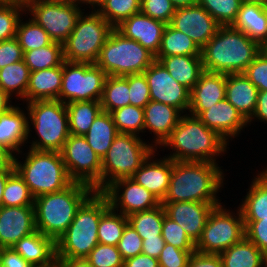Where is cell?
I'll use <instances>...</instances> for the list:
<instances>
[{"label": "cell", "mask_w": 267, "mask_h": 267, "mask_svg": "<svg viewBox=\"0 0 267 267\" xmlns=\"http://www.w3.org/2000/svg\"><path fill=\"white\" fill-rule=\"evenodd\" d=\"M164 245L165 241L162 236H157V238L142 239V253L158 259L161 251L164 248Z\"/></svg>", "instance_id": "91938a15"}, {"label": "cell", "mask_w": 267, "mask_h": 267, "mask_svg": "<svg viewBox=\"0 0 267 267\" xmlns=\"http://www.w3.org/2000/svg\"><path fill=\"white\" fill-rule=\"evenodd\" d=\"M110 208L108 198L95 191L78 209L67 230L56 240V258H86L98 242L101 216Z\"/></svg>", "instance_id": "5b68a950"}, {"label": "cell", "mask_w": 267, "mask_h": 267, "mask_svg": "<svg viewBox=\"0 0 267 267\" xmlns=\"http://www.w3.org/2000/svg\"><path fill=\"white\" fill-rule=\"evenodd\" d=\"M247 195L239 209L244 221H257L267 218V168L251 181Z\"/></svg>", "instance_id": "4dcf8cb0"}, {"label": "cell", "mask_w": 267, "mask_h": 267, "mask_svg": "<svg viewBox=\"0 0 267 267\" xmlns=\"http://www.w3.org/2000/svg\"><path fill=\"white\" fill-rule=\"evenodd\" d=\"M32 1H34V0H7V4L8 3H16V4H20L24 7H27Z\"/></svg>", "instance_id": "2644e50d"}, {"label": "cell", "mask_w": 267, "mask_h": 267, "mask_svg": "<svg viewBox=\"0 0 267 267\" xmlns=\"http://www.w3.org/2000/svg\"><path fill=\"white\" fill-rule=\"evenodd\" d=\"M244 224L245 237L267 256V218L257 221H244Z\"/></svg>", "instance_id": "11a10c76"}, {"label": "cell", "mask_w": 267, "mask_h": 267, "mask_svg": "<svg viewBox=\"0 0 267 267\" xmlns=\"http://www.w3.org/2000/svg\"><path fill=\"white\" fill-rule=\"evenodd\" d=\"M0 267H34L13 248H0Z\"/></svg>", "instance_id": "6f0895ef"}, {"label": "cell", "mask_w": 267, "mask_h": 267, "mask_svg": "<svg viewBox=\"0 0 267 267\" xmlns=\"http://www.w3.org/2000/svg\"><path fill=\"white\" fill-rule=\"evenodd\" d=\"M155 60L152 52L114 28L95 64L107 76H126L143 73Z\"/></svg>", "instance_id": "ba28073f"}, {"label": "cell", "mask_w": 267, "mask_h": 267, "mask_svg": "<svg viewBox=\"0 0 267 267\" xmlns=\"http://www.w3.org/2000/svg\"><path fill=\"white\" fill-rule=\"evenodd\" d=\"M23 59L31 72L60 66L64 62L63 44L53 41L45 47L26 51Z\"/></svg>", "instance_id": "f35d334b"}, {"label": "cell", "mask_w": 267, "mask_h": 267, "mask_svg": "<svg viewBox=\"0 0 267 267\" xmlns=\"http://www.w3.org/2000/svg\"><path fill=\"white\" fill-rule=\"evenodd\" d=\"M26 113L15 105L0 115V146L14 155L16 153L15 156L23 153L21 146H25L28 140V112Z\"/></svg>", "instance_id": "484cf974"}, {"label": "cell", "mask_w": 267, "mask_h": 267, "mask_svg": "<svg viewBox=\"0 0 267 267\" xmlns=\"http://www.w3.org/2000/svg\"><path fill=\"white\" fill-rule=\"evenodd\" d=\"M210 162L173 161L168 192L161 203L202 202L220 205L224 169ZM220 190V191H219Z\"/></svg>", "instance_id": "6da1fadb"}, {"label": "cell", "mask_w": 267, "mask_h": 267, "mask_svg": "<svg viewBox=\"0 0 267 267\" xmlns=\"http://www.w3.org/2000/svg\"><path fill=\"white\" fill-rule=\"evenodd\" d=\"M63 162L74 182H81L101 192L102 160L84 136L70 134L60 151Z\"/></svg>", "instance_id": "5bb4252c"}, {"label": "cell", "mask_w": 267, "mask_h": 267, "mask_svg": "<svg viewBox=\"0 0 267 267\" xmlns=\"http://www.w3.org/2000/svg\"><path fill=\"white\" fill-rule=\"evenodd\" d=\"M11 98L9 94L0 89V115L14 107L11 103Z\"/></svg>", "instance_id": "03108f58"}, {"label": "cell", "mask_w": 267, "mask_h": 267, "mask_svg": "<svg viewBox=\"0 0 267 267\" xmlns=\"http://www.w3.org/2000/svg\"><path fill=\"white\" fill-rule=\"evenodd\" d=\"M166 25L162 21L139 12L124 20L116 29L125 37L137 41L156 56L161 47Z\"/></svg>", "instance_id": "ffe728a7"}, {"label": "cell", "mask_w": 267, "mask_h": 267, "mask_svg": "<svg viewBox=\"0 0 267 267\" xmlns=\"http://www.w3.org/2000/svg\"><path fill=\"white\" fill-rule=\"evenodd\" d=\"M95 192L94 188L73 182L62 191L34 199L36 230L55 241L67 230L78 209Z\"/></svg>", "instance_id": "277c9868"}, {"label": "cell", "mask_w": 267, "mask_h": 267, "mask_svg": "<svg viewBox=\"0 0 267 267\" xmlns=\"http://www.w3.org/2000/svg\"><path fill=\"white\" fill-rule=\"evenodd\" d=\"M93 267H124L117 246L98 243L85 258Z\"/></svg>", "instance_id": "7dc6e473"}, {"label": "cell", "mask_w": 267, "mask_h": 267, "mask_svg": "<svg viewBox=\"0 0 267 267\" xmlns=\"http://www.w3.org/2000/svg\"><path fill=\"white\" fill-rule=\"evenodd\" d=\"M30 69L24 59L0 69V89L16 99L25 102L26 90L30 78ZM18 97V98H17Z\"/></svg>", "instance_id": "e575fe53"}, {"label": "cell", "mask_w": 267, "mask_h": 267, "mask_svg": "<svg viewBox=\"0 0 267 267\" xmlns=\"http://www.w3.org/2000/svg\"><path fill=\"white\" fill-rule=\"evenodd\" d=\"M189 267H223V262L219 254H203L197 251L190 256Z\"/></svg>", "instance_id": "680465c9"}, {"label": "cell", "mask_w": 267, "mask_h": 267, "mask_svg": "<svg viewBox=\"0 0 267 267\" xmlns=\"http://www.w3.org/2000/svg\"><path fill=\"white\" fill-rule=\"evenodd\" d=\"M161 204L166 216L179 224L195 244L201 237L207 219L215 207L213 203L189 201Z\"/></svg>", "instance_id": "ac0fdd59"}, {"label": "cell", "mask_w": 267, "mask_h": 267, "mask_svg": "<svg viewBox=\"0 0 267 267\" xmlns=\"http://www.w3.org/2000/svg\"><path fill=\"white\" fill-rule=\"evenodd\" d=\"M117 247L122 258L127 260L142 253V238L130 224H127Z\"/></svg>", "instance_id": "f5cc1de1"}, {"label": "cell", "mask_w": 267, "mask_h": 267, "mask_svg": "<svg viewBox=\"0 0 267 267\" xmlns=\"http://www.w3.org/2000/svg\"><path fill=\"white\" fill-rule=\"evenodd\" d=\"M79 3L82 4H86L90 10L95 9L99 4H100V0H79Z\"/></svg>", "instance_id": "89a4df30"}, {"label": "cell", "mask_w": 267, "mask_h": 267, "mask_svg": "<svg viewBox=\"0 0 267 267\" xmlns=\"http://www.w3.org/2000/svg\"><path fill=\"white\" fill-rule=\"evenodd\" d=\"M226 75L204 71L190 91L189 113L199 116L220 100L225 99Z\"/></svg>", "instance_id": "603a6c76"}, {"label": "cell", "mask_w": 267, "mask_h": 267, "mask_svg": "<svg viewBox=\"0 0 267 267\" xmlns=\"http://www.w3.org/2000/svg\"><path fill=\"white\" fill-rule=\"evenodd\" d=\"M243 74L258 91H267V56L261 51L248 65Z\"/></svg>", "instance_id": "816d5d0a"}, {"label": "cell", "mask_w": 267, "mask_h": 267, "mask_svg": "<svg viewBox=\"0 0 267 267\" xmlns=\"http://www.w3.org/2000/svg\"><path fill=\"white\" fill-rule=\"evenodd\" d=\"M221 26L235 22L242 2L240 0H197Z\"/></svg>", "instance_id": "f6af8a7d"}, {"label": "cell", "mask_w": 267, "mask_h": 267, "mask_svg": "<svg viewBox=\"0 0 267 267\" xmlns=\"http://www.w3.org/2000/svg\"><path fill=\"white\" fill-rule=\"evenodd\" d=\"M159 61L169 74L189 91L204 72L201 55H174L162 57Z\"/></svg>", "instance_id": "f546056e"}, {"label": "cell", "mask_w": 267, "mask_h": 267, "mask_svg": "<svg viewBox=\"0 0 267 267\" xmlns=\"http://www.w3.org/2000/svg\"><path fill=\"white\" fill-rule=\"evenodd\" d=\"M130 105L144 108L150 101V89L144 73L128 75Z\"/></svg>", "instance_id": "f907efd6"}, {"label": "cell", "mask_w": 267, "mask_h": 267, "mask_svg": "<svg viewBox=\"0 0 267 267\" xmlns=\"http://www.w3.org/2000/svg\"><path fill=\"white\" fill-rule=\"evenodd\" d=\"M175 8H182L194 5L197 3V0H171Z\"/></svg>", "instance_id": "a7ac6f4b"}, {"label": "cell", "mask_w": 267, "mask_h": 267, "mask_svg": "<svg viewBox=\"0 0 267 267\" xmlns=\"http://www.w3.org/2000/svg\"><path fill=\"white\" fill-rule=\"evenodd\" d=\"M124 267H159L158 259L140 253L137 256L124 260Z\"/></svg>", "instance_id": "6125c7cd"}, {"label": "cell", "mask_w": 267, "mask_h": 267, "mask_svg": "<svg viewBox=\"0 0 267 267\" xmlns=\"http://www.w3.org/2000/svg\"><path fill=\"white\" fill-rule=\"evenodd\" d=\"M57 267H93L85 258H57Z\"/></svg>", "instance_id": "e7e4bbea"}, {"label": "cell", "mask_w": 267, "mask_h": 267, "mask_svg": "<svg viewBox=\"0 0 267 267\" xmlns=\"http://www.w3.org/2000/svg\"><path fill=\"white\" fill-rule=\"evenodd\" d=\"M162 238L165 243L181 250H196L195 243L186 235L184 229L167 216L164 217Z\"/></svg>", "instance_id": "c3c4849f"}, {"label": "cell", "mask_w": 267, "mask_h": 267, "mask_svg": "<svg viewBox=\"0 0 267 267\" xmlns=\"http://www.w3.org/2000/svg\"><path fill=\"white\" fill-rule=\"evenodd\" d=\"M106 76L96 64L64 60L60 101H100Z\"/></svg>", "instance_id": "4fadbf2b"}, {"label": "cell", "mask_w": 267, "mask_h": 267, "mask_svg": "<svg viewBox=\"0 0 267 267\" xmlns=\"http://www.w3.org/2000/svg\"><path fill=\"white\" fill-rule=\"evenodd\" d=\"M181 116L182 113L177 108L161 102L151 100L144 107V132L148 129L151 134L154 133V149L157 150L170 136Z\"/></svg>", "instance_id": "cb8c5ba5"}, {"label": "cell", "mask_w": 267, "mask_h": 267, "mask_svg": "<svg viewBox=\"0 0 267 267\" xmlns=\"http://www.w3.org/2000/svg\"><path fill=\"white\" fill-rule=\"evenodd\" d=\"M166 216L163 205L158 207L136 212L129 215L128 224H130L142 239L157 238L162 236L163 220Z\"/></svg>", "instance_id": "74e56055"}, {"label": "cell", "mask_w": 267, "mask_h": 267, "mask_svg": "<svg viewBox=\"0 0 267 267\" xmlns=\"http://www.w3.org/2000/svg\"><path fill=\"white\" fill-rule=\"evenodd\" d=\"M258 92V89L243 73L226 75L225 98L247 122L255 113Z\"/></svg>", "instance_id": "4316f807"}, {"label": "cell", "mask_w": 267, "mask_h": 267, "mask_svg": "<svg viewBox=\"0 0 267 267\" xmlns=\"http://www.w3.org/2000/svg\"><path fill=\"white\" fill-rule=\"evenodd\" d=\"M227 145L229 146V143L226 140L209 129L197 116L184 113L170 136L158 148L173 149L171 154L167 155L173 161L218 164L216 160L220 154L226 153Z\"/></svg>", "instance_id": "7a4b0ae2"}, {"label": "cell", "mask_w": 267, "mask_h": 267, "mask_svg": "<svg viewBox=\"0 0 267 267\" xmlns=\"http://www.w3.org/2000/svg\"><path fill=\"white\" fill-rule=\"evenodd\" d=\"M174 55H201V49L186 34L167 24L163 31L160 50L155 59L159 61L162 57Z\"/></svg>", "instance_id": "d590c367"}, {"label": "cell", "mask_w": 267, "mask_h": 267, "mask_svg": "<svg viewBox=\"0 0 267 267\" xmlns=\"http://www.w3.org/2000/svg\"><path fill=\"white\" fill-rule=\"evenodd\" d=\"M128 224L127 216L114 211L111 207L101 216L98 226V242L117 246Z\"/></svg>", "instance_id": "60d3db41"}, {"label": "cell", "mask_w": 267, "mask_h": 267, "mask_svg": "<svg viewBox=\"0 0 267 267\" xmlns=\"http://www.w3.org/2000/svg\"><path fill=\"white\" fill-rule=\"evenodd\" d=\"M7 4V0H0V5Z\"/></svg>", "instance_id": "34e18365"}, {"label": "cell", "mask_w": 267, "mask_h": 267, "mask_svg": "<svg viewBox=\"0 0 267 267\" xmlns=\"http://www.w3.org/2000/svg\"><path fill=\"white\" fill-rule=\"evenodd\" d=\"M141 0H103L95 10L116 28L124 20L140 12Z\"/></svg>", "instance_id": "ab89813d"}, {"label": "cell", "mask_w": 267, "mask_h": 267, "mask_svg": "<svg viewBox=\"0 0 267 267\" xmlns=\"http://www.w3.org/2000/svg\"><path fill=\"white\" fill-rule=\"evenodd\" d=\"M171 0H141L140 12L149 17L170 24L175 13Z\"/></svg>", "instance_id": "681fc988"}, {"label": "cell", "mask_w": 267, "mask_h": 267, "mask_svg": "<svg viewBox=\"0 0 267 267\" xmlns=\"http://www.w3.org/2000/svg\"><path fill=\"white\" fill-rule=\"evenodd\" d=\"M143 73L152 101L173 106L182 114L189 112L190 91L178 83L160 61L155 60Z\"/></svg>", "instance_id": "2e32d148"}, {"label": "cell", "mask_w": 267, "mask_h": 267, "mask_svg": "<svg viewBox=\"0 0 267 267\" xmlns=\"http://www.w3.org/2000/svg\"><path fill=\"white\" fill-rule=\"evenodd\" d=\"M35 231L34 206L0 207V248H12Z\"/></svg>", "instance_id": "d6986e66"}, {"label": "cell", "mask_w": 267, "mask_h": 267, "mask_svg": "<svg viewBox=\"0 0 267 267\" xmlns=\"http://www.w3.org/2000/svg\"><path fill=\"white\" fill-rule=\"evenodd\" d=\"M196 250H181L171 244L165 243L158 262L159 267H187L190 256Z\"/></svg>", "instance_id": "db71d44e"}, {"label": "cell", "mask_w": 267, "mask_h": 267, "mask_svg": "<svg viewBox=\"0 0 267 267\" xmlns=\"http://www.w3.org/2000/svg\"><path fill=\"white\" fill-rule=\"evenodd\" d=\"M26 105L28 137L32 132L31 125L38 136V139L32 140L29 148L60 152L70 136L66 104L60 100H36Z\"/></svg>", "instance_id": "52a82bcc"}, {"label": "cell", "mask_w": 267, "mask_h": 267, "mask_svg": "<svg viewBox=\"0 0 267 267\" xmlns=\"http://www.w3.org/2000/svg\"><path fill=\"white\" fill-rule=\"evenodd\" d=\"M102 193L108 198L110 207L114 211H119L127 217L161 205L160 200L154 194L131 178L113 181Z\"/></svg>", "instance_id": "9a60e30c"}, {"label": "cell", "mask_w": 267, "mask_h": 267, "mask_svg": "<svg viewBox=\"0 0 267 267\" xmlns=\"http://www.w3.org/2000/svg\"><path fill=\"white\" fill-rule=\"evenodd\" d=\"M232 26L262 46L267 41V6L242 3Z\"/></svg>", "instance_id": "f1b7e54d"}, {"label": "cell", "mask_w": 267, "mask_h": 267, "mask_svg": "<svg viewBox=\"0 0 267 267\" xmlns=\"http://www.w3.org/2000/svg\"><path fill=\"white\" fill-rule=\"evenodd\" d=\"M118 134L119 132L111 114L101 111L84 137L89 146L102 160Z\"/></svg>", "instance_id": "d6a6232c"}, {"label": "cell", "mask_w": 267, "mask_h": 267, "mask_svg": "<svg viewBox=\"0 0 267 267\" xmlns=\"http://www.w3.org/2000/svg\"><path fill=\"white\" fill-rule=\"evenodd\" d=\"M78 17L75 28L63 43V58L69 62L95 64L101 48L114 29L95 9Z\"/></svg>", "instance_id": "9c48e42d"}, {"label": "cell", "mask_w": 267, "mask_h": 267, "mask_svg": "<svg viewBox=\"0 0 267 267\" xmlns=\"http://www.w3.org/2000/svg\"><path fill=\"white\" fill-rule=\"evenodd\" d=\"M15 155L8 149L0 146V172L14 171Z\"/></svg>", "instance_id": "be15d7a7"}, {"label": "cell", "mask_w": 267, "mask_h": 267, "mask_svg": "<svg viewBox=\"0 0 267 267\" xmlns=\"http://www.w3.org/2000/svg\"><path fill=\"white\" fill-rule=\"evenodd\" d=\"M198 118L209 128L217 132L228 143L239 136L248 122L225 98L203 111Z\"/></svg>", "instance_id": "44dd1931"}, {"label": "cell", "mask_w": 267, "mask_h": 267, "mask_svg": "<svg viewBox=\"0 0 267 267\" xmlns=\"http://www.w3.org/2000/svg\"><path fill=\"white\" fill-rule=\"evenodd\" d=\"M170 25L190 37L202 49L221 25L198 3L176 8Z\"/></svg>", "instance_id": "e0dca14e"}, {"label": "cell", "mask_w": 267, "mask_h": 267, "mask_svg": "<svg viewBox=\"0 0 267 267\" xmlns=\"http://www.w3.org/2000/svg\"><path fill=\"white\" fill-rule=\"evenodd\" d=\"M128 75L106 76L100 100L102 111H112L130 105Z\"/></svg>", "instance_id": "8d00e7d4"}, {"label": "cell", "mask_w": 267, "mask_h": 267, "mask_svg": "<svg viewBox=\"0 0 267 267\" xmlns=\"http://www.w3.org/2000/svg\"><path fill=\"white\" fill-rule=\"evenodd\" d=\"M236 213L222 204L211 211L195 249L203 254H220L245 237V224L241 210ZM236 215V216H235Z\"/></svg>", "instance_id": "8fae6325"}, {"label": "cell", "mask_w": 267, "mask_h": 267, "mask_svg": "<svg viewBox=\"0 0 267 267\" xmlns=\"http://www.w3.org/2000/svg\"><path fill=\"white\" fill-rule=\"evenodd\" d=\"M156 151L149 155L130 178L145 187L162 202L169 189L173 160L166 156L154 160Z\"/></svg>", "instance_id": "7402d4cb"}, {"label": "cell", "mask_w": 267, "mask_h": 267, "mask_svg": "<svg viewBox=\"0 0 267 267\" xmlns=\"http://www.w3.org/2000/svg\"><path fill=\"white\" fill-rule=\"evenodd\" d=\"M14 168L34 198L62 191L74 182L69 177L62 155L58 151L29 148L23 162L15 156Z\"/></svg>", "instance_id": "8992f818"}, {"label": "cell", "mask_w": 267, "mask_h": 267, "mask_svg": "<svg viewBox=\"0 0 267 267\" xmlns=\"http://www.w3.org/2000/svg\"><path fill=\"white\" fill-rule=\"evenodd\" d=\"M63 63L49 69L30 73L26 90V103L36 100H60L62 87Z\"/></svg>", "instance_id": "83f0119b"}, {"label": "cell", "mask_w": 267, "mask_h": 267, "mask_svg": "<svg viewBox=\"0 0 267 267\" xmlns=\"http://www.w3.org/2000/svg\"><path fill=\"white\" fill-rule=\"evenodd\" d=\"M253 119H258L260 122L267 123V91L258 92L255 113L248 121V124H251V122L254 121Z\"/></svg>", "instance_id": "94428289"}, {"label": "cell", "mask_w": 267, "mask_h": 267, "mask_svg": "<svg viewBox=\"0 0 267 267\" xmlns=\"http://www.w3.org/2000/svg\"><path fill=\"white\" fill-rule=\"evenodd\" d=\"M219 255L223 267H267V256L246 237Z\"/></svg>", "instance_id": "1f68e13d"}, {"label": "cell", "mask_w": 267, "mask_h": 267, "mask_svg": "<svg viewBox=\"0 0 267 267\" xmlns=\"http://www.w3.org/2000/svg\"><path fill=\"white\" fill-rule=\"evenodd\" d=\"M24 13L26 15V7L20 4L0 5V42L16 37L18 23Z\"/></svg>", "instance_id": "bcb514c9"}, {"label": "cell", "mask_w": 267, "mask_h": 267, "mask_svg": "<svg viewBox=\"0 0 267 267\" xmlns=\"http://www.w3.org/2000/svg\"><path fill=\"white\" fill-rule=\"evenodd\" d=\"M69 132L84 136L97 115L102 111L100 101H76L66 104Z\"/></svg>", "instance_id": "836d02e7"}, {"label": "cell", "mask_w": 267, "mask_h": 267, "mask_svg": "<svg viewBox=\"0 0 267 267\" xmlns=\"http://www.w3.org/2000/svg\"><path fill=\"white\" fill-rule=\"evenodd\" d=\"M16 38L23 53L45 47L53 42L48 33L32 18L25 22L19 20Z\"/></svg>", "instance_id": "b9f144b4"}, {"label": "cell", "mask_w": 267, "mask_h": 267, "mask_svg": "<svg viewBox=\"0 0 267 267\" xmlns=\"http://www.w3.org/2000/svg\"><path fill=\"white\" fill-rule=\"evenodd\" d=\"M261 51L267 56V41L261 46Z\"/></svg>", "instance_id": "753ad0ef"}, {"label": "cell", "mask_w": 267, "mask_h": 267, "mask_svg": "<svg viewBox=\"0 0 267 267\" xmlns=\"http://www.w3.org/2000/svg\"><path fill=\"white\" fill-rule=\"evenodd\" d=\"M70 0H34L26 11L54 42L63 44L75 28L78 17L85 9Z\"/></svg>", "instance_id": "7c38bea8"}, {"label": "cell", "mask_w": 267, "mask_h": 267, "mask_svg": "<svg viewBox=\"0 0 267 267\" xmlns=\"http://www.w3.org/2000/svg\"><path fill=\"white\" fill-rule=\"evenodd\" d=\"M155 150L141 136L119 133L102 159L101 192L117 179L130 178Z\"/></svg>", "instance_id": "30bf717a"}, {"label": "cell", "mask_w": 267, "mask_h": 267, "mask_svg": "<svg viewBox=\"0 0 267 267\" xmlns=\"http://www.w3.org/2000/svg\"><path fill=\"white\" fill-rule=\"evenodd\" d=\"M34 197L23 178L14 170L7 179L3 191L2 206H34Z\"/></svg>", "instance_id": "7bdbcfd3"}, {"label": "cell", "mask_w": 267, "mask_h": 267, "mask_svg": "<svg viewBox=\"0 0 267 267\" xmlns=\"http://www.w3.org/2000/svg\"><path fill=\"white\" fill-rule=\"evenodd\" d=\"M261 52V45L244 32L221 26L201 49L204 71L220 74L243 73Z\"/></svg>", "instance_id": "3957f363"}, {"label": "cell", "mask_w": 267, "mask_h": 267, "mask_svg": "<svg viewBox=\"0 0 267 267\" xmlns=\"http://www.w3.org/2000/svg\"><path fill=\"white\" fill-rule=\"evenodd\" d=\"M242 3H258L267 6V0H240Z\"/></svg>", "instance_id": "8c879c8a"}, {"label": "cell", "mask_w": 267, "mask_h": 267, "mask_svg": "<svg viewBox=\"0 0 267 267\" xmlns=\"http://www.w3.org/2000/svg\"><path fill=\"white\" fill-rule=\"evenodd\" d=\"M13 171H3L0 172V207L2 206V198H3V191L5 184L7 182L8 176L12 173Z\"/></svg>", "instance_id": "003e7915"}, {"label": "cell", "mask_w": 267, "mask_h": 267, "mask_svg": "<svg viewBox=\"0 0 267 267\" xmlns=\"http://www.w3.org/2000/svg\"><path fill=\"white\" fill-rule=\"evenodd\" d=\"M12 248L34 267H57L56 241L38 230L21 238Z\"/></svg>", "instance_id": "d4e9b609"}, {"label": "cell", "mask_w": 267, "mask_h": 267, "mask_svg": "<svg viewBox=\"0 0 267 267\" xmlns=\"http://www.w3.org/2000/svg\"><path fill=\"white\" fill-rule=\"evenodd\" d=\"M22 47L16 37L0 42V69L23 60Z\"/></svg>", "instance_id": "9f6ffc18"}, {"label": "cell", "mask_w": 267, "mask_h": 267, "mask_svg": "<svg viewBox=\"0 0 267 267\" xmlns=\"http://www.w3.org/2000/svg\"><path fill=\"white\" fill-rule=\"evenodd\" d=\"M111 116L119 133L139 136L144 133V108L127 105L112 111Z\"/></svg>", "instance_id": "ee69618b"}]
</instances>
